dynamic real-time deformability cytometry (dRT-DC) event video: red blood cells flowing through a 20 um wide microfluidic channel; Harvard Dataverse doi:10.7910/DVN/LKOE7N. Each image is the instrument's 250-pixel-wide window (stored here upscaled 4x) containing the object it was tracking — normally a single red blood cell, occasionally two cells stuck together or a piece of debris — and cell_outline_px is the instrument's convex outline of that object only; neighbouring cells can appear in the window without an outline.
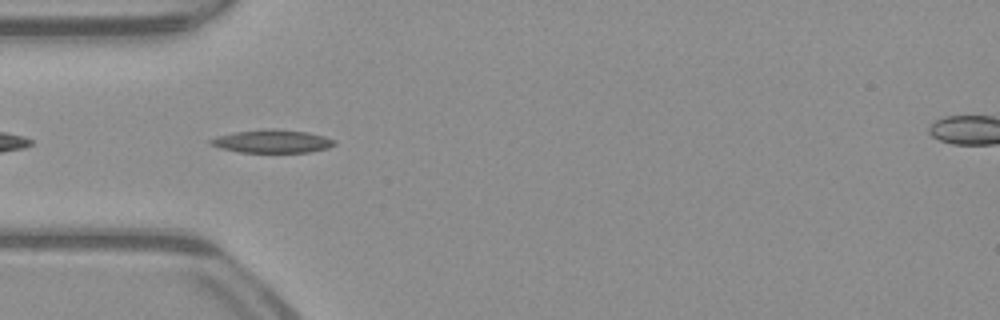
{"species": "common noctule bat (a hibernating species)", "species_latin": "Nyctalus noctula", "temperature_condition": "warm", "stored_images_in_passage": 39, "camera_frame_rate_fps": 3000, "um_per_image_px": 0.085, "animal": {"sex": "male", "body_mass_g": 23.1, "forearm_length_mm": 52.7}, "frame": {"image": 1, "passage_image": 3, "time_ms": 0.667, "image_size_px": [1000, 320], "cell_outline_px": [[336, 144], [328, 148], [308, 152], [240, 152], [220, 148], [208, 144], [208, 140], [216, 136], [236, 132], [264, 128], [272, 128], [308, 132], [324, 136], [336, 140]], "centroid_in_image_um": [23.12, 12.0], "position_along_channel_um": 61.9, "area_um2": 16.82}}
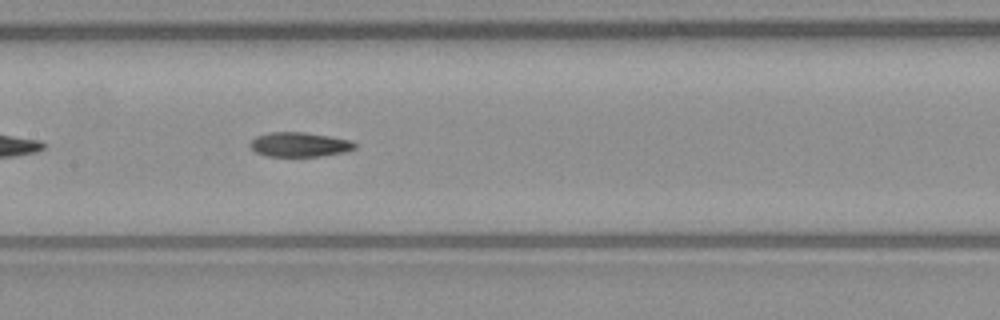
{"frame": {"image": 2, "passage_image": 12, "time_ms": 3.667, "image_size_px": [1000, 320], "cell_outline_px": [[356, 148], [344, 152], [320, 156], [268, 156], [256, 152], [248, 144], [256, 136], [272, 132], [304, 132], [352, 140], [356, 144]], "centroid_in_image_um": [25.47, 12.28], "position_along_channel_um": 181.9, "area_um2": 14.85}}
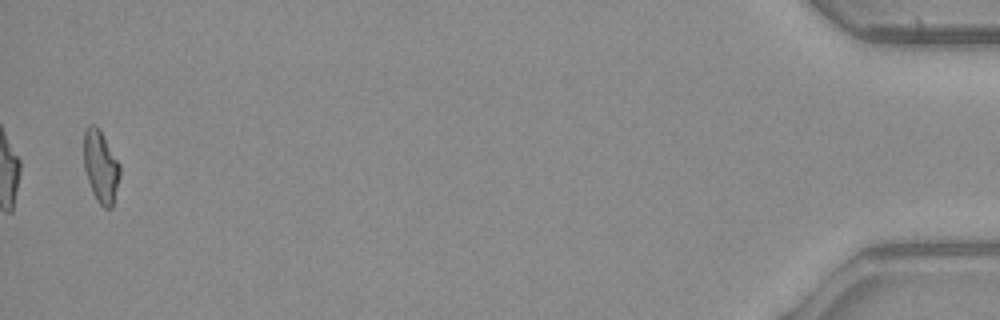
{"frame": {"image": 3, "passage_image": 38, "time_ms": 12.333, "image_size_px": [1000, 320], "cell_outline_px": [[120, 176], [112, 208], [104, 208], [96, 200], [92, 192], [84, 168], [84, 128], [88, 124], [96, 124], [120, 164]], "centroid_in_image_um": [8.55, 14.15], "position_along_channel_um": 426.6, "area_um2": 15.2}, "authors_computed_cell_mechanics": {"area_um2": 15.317, "velocity_mm_per_s": 3.993, "shape_relaxation_time_tau1_ms": 3.6004, "shape_relaxation_time_tau2_ms": 4.6963, "deformation_change_tau1": 0.1641, "deformation_change_tau2": 0.1272}}